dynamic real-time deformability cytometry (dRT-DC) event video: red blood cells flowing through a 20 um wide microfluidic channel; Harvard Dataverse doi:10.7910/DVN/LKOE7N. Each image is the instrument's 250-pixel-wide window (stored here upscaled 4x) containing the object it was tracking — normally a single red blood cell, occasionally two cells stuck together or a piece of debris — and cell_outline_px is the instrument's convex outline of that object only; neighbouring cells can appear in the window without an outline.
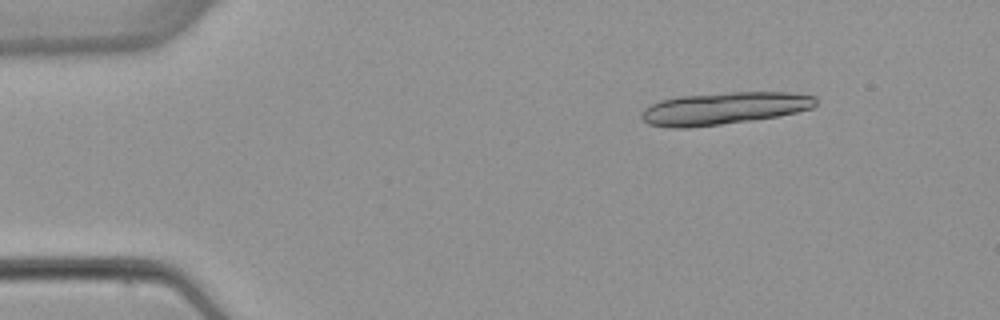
{"species": "common noctule bat (a hibernating species)", "species_latin": "Nyctalus noctula", "temperature_condition": "warm", "stored_images_in_passage": 6, "camera_frame_rate_fps": 3000, "um_per_image_px": 0.085, "animal": {"sex": "female", "body_mass_g": 22.7, "forearm_length_mm": 54.2}, "frame": {"image": 1, "passage_image": 2, "time_ms": 1.333, "image_size_px": [1000, 320], "cell_outline_px": [[816, 104], [812, 108], [780, 116], [752, 120], [688, 128], [668, 128], [648, 124], [640, 116], [640, 112], [644, 108], [660, 100], [680, 96], [732, 92], [788, 92], [816, 96]], "centroid_in_image_um": [61.52, 9.21], "position_along_channel_um": 23.5, "area_um2": 32.89}}
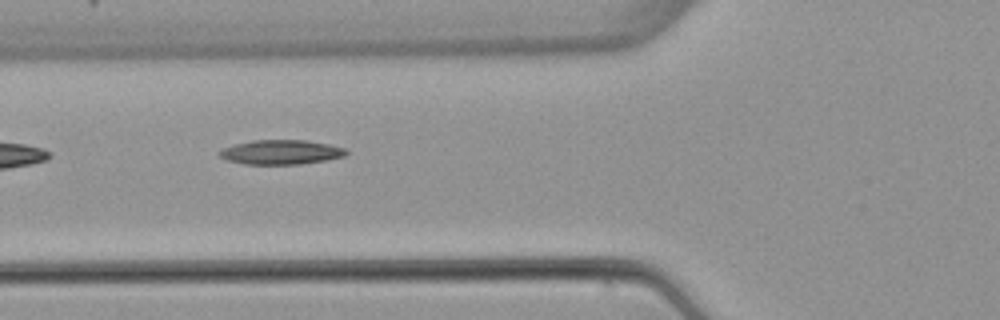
{"frame": {"image": 2, "passage_image": 5, "time_ms": 5.667, "image_size_px": [1000, 320], "cell_outline_px": [[348, 152], [344, 156], [328, 160], [300, 164], [244, 164], [228, 160], [220, 156], [216, 152], [224, 148], [236, 144], [252, 140], [304, 140], [328, 144], [344, 148]], "centroid_in_image_um": [23.88, 12.93], "position_along_channel_um": 101.9, "area_um2": 17.98}}
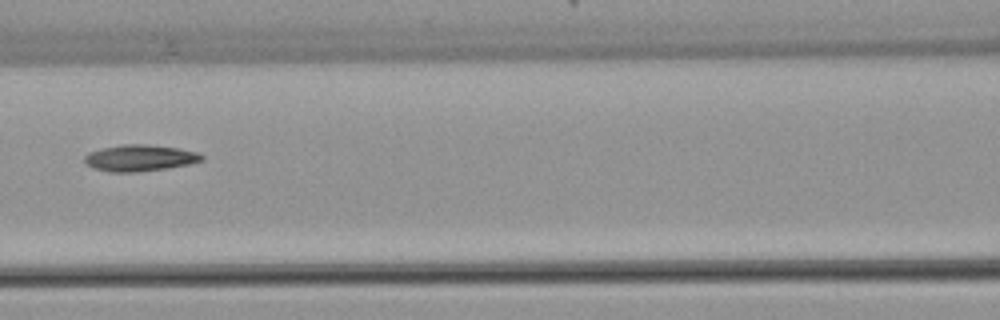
{"frame": {"image": 3, "passage_image": 6, "time_ms": 7.0, "image_size_px": [1000, 320], "cell_outline_px": [[204, 160], [188, 164], [168, 168], [136, 172], [108, 172], [92, 168], [84, 160], [84, 156], [88, 152], [100, 148], [124, 144], [144, 144], [176, 148], [200, 152], [204, 156]], "centroid_in_image_um": [11.87, 13.43], "position_along_channel_um": 154.7, "area_um2": 18.15}}